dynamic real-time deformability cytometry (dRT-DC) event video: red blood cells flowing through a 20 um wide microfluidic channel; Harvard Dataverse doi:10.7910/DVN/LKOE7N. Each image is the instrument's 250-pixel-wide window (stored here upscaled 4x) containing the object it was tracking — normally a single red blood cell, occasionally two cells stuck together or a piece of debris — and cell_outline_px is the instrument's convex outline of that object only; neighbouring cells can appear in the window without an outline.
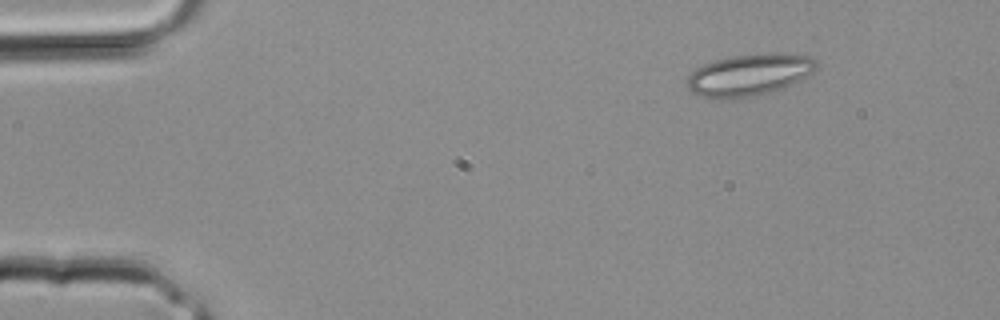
{"species": "common noctule bat (a hibernating species)", "species_latin": "Nyctalus noctula", "temperature_condition": "room temperature", "stored_images_in_passage": 2, "camera_frame_rate_fps": 3000, "um_per_image_px": 0.085, "animal": {"sex": "male", "body_mass_g": 20.4}, "frame": {"image": 1, "passage_image": 2, "time_ms": 0.333, "image_size_px": [1000, 320], "cell_outline_px": [[816, 68], [812, 72], [800, 80], [792, 84], [756, 96], [736, 100], [724, 100], [704, 96], [692, 92], [688, 88], [688, 76], [696, 68], [704, 64], [716, 60], [732, 56], [772, 52], [812, 56], [816, 60]], "centroid_in_image_um": [63.69, 6.37], "position_along_channel_um": 21.3, "area_um2": 31.56}}